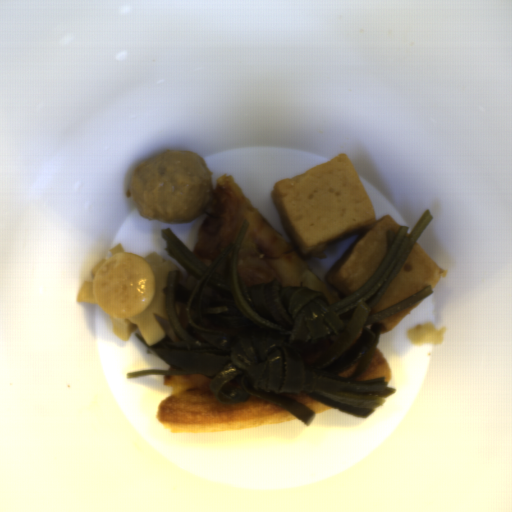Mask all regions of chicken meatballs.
<instances>
[{
	"label": "chicken meatballs",
	"mask_w": 512,
	"mask_h": 512,
	"mask_svg": "<svg viewBox=\"0 0 512 512\" xmlns=\"http://www.w3.org/2000/svg\"><path fill=\"white\" fill-rule=\"evenodd\" d=\"M132 202L141 216L167 225H187L207 209L214 183L204 157L167 151L138 165L130 176Z\"/></svg>",
	"instance_id": "fd5e1221"
}]
</instances>
